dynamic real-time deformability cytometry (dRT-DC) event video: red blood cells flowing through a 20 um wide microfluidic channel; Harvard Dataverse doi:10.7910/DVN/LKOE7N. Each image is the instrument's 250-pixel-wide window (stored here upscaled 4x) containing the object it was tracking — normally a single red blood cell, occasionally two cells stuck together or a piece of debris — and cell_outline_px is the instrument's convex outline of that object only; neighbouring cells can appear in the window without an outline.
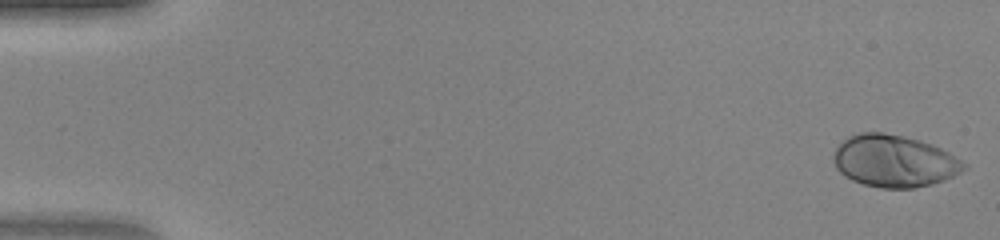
{"species": "human", "species_latin": "Homo sapiens", "temperature_condition": "warm", "stored_images_in_passage": 47, "camera_frame_rate_fps": 3000, "um_per_image_px": 0.085, "donor": {"sex": "female"}, "frame": {"image": 1, "passage_image": 1, "time_ms": 0.0, "image_size_px": [1000, 240], "cell_outline_px": [[968, 168], [944, 180], [932, 184], [912, 188], [880, 188], [864, 184], [852, 180], [844, 176], [836, 168], [832, 160], [832, 156], [836, 148], [848, 136], [860, 132], [884, 132], [904, 136], [920, 140], [932, 144], [948, 152], [968, 164]], "centroid_in_image_um": [76.0, 13.68], "position_along_channel_um": 9.0, "area_um2": 39.77}}
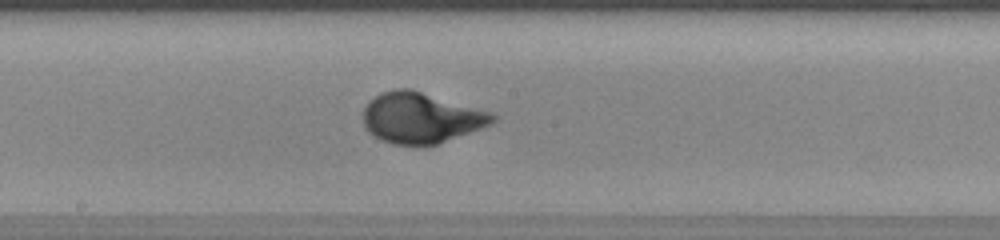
{"frame": {"image": 2, "passage_image": 26, "time_ms": 8.333, "image_size_px": [1000, 240], "cell_outline_px": [[496, 120], [492, 124], [436, 144], [392, 144], [376, 136], [364, 124], [364, 108], [380, 92], [396, 88], [412, 88], [492, 112], [496, 116]], "centroid_in_image_um": [35.83, 9.98], "position_along_channel_um": 212.4, "area_um2": 37.74}}
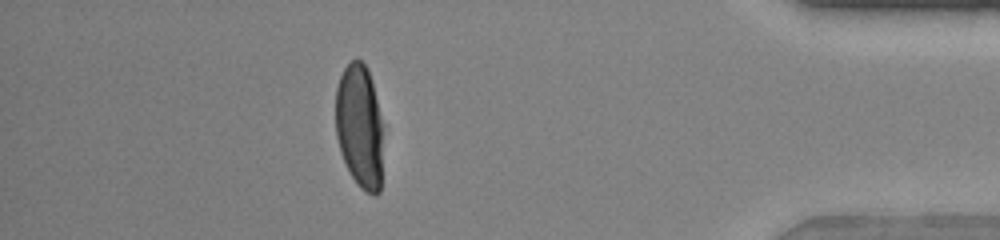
{"frame": {"image": 3, "passage_image": 42, "time_ms": 13.667, "image_size_px": [1000, 240], "cell_outline_px": [[384, 124], [380, 192], [376, 196], [372, 196], [364, 192], [360, 188], [352, 176], [340, 152], [336, 136], [336, 88], [340, 76], [344, 68], [352, 60], [360, 60], [368, 68], [372, 80]], "centroid_in_image_um": [30.6, 10.76], "position_along_channel_um": 404.6, "area_um2": 35.14}}